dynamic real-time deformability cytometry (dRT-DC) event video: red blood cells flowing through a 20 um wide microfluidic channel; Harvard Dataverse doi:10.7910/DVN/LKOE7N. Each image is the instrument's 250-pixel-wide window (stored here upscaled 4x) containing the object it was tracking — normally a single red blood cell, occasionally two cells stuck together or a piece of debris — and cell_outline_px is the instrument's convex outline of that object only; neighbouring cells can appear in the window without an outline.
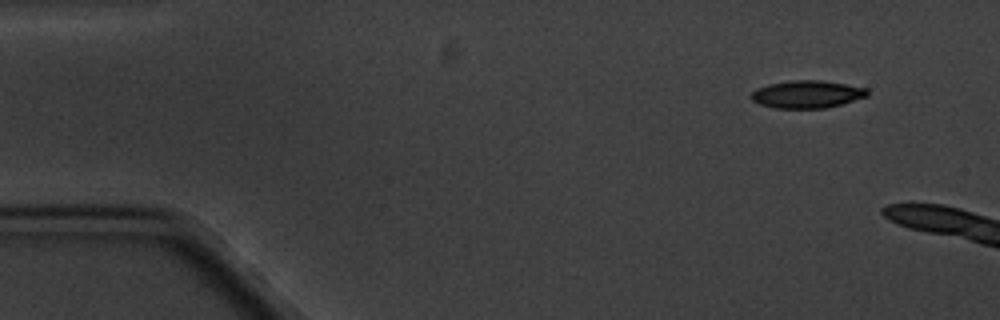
{"species": "common noctule bat (a hibernating species)", "species_latin": "Nyctalus noctula", "temperature_condition": "cold", "stored_images_in_passage": 4, "camera_frame_rate_fps": 3000, "um_per_image_px": 0.085, "animal": {"sex": "male", "body_mass_g": 20.1, "forearm_length_mm": 53.5}, "frame": {"image": 1, "passage_image": 1, "time_ms": 0.0, "image_size_px": [1000, 320], "cell_outline_px": [[868, 96], [840, 104], [824, 108], [776, 108], [760, 104], [752, 100], [748, 96], [756, 88], [768, 84], [788, 80], [824, 80], [868, 88]], "centroid_in_image_um": [68.57, 8.0], "position_along_channel_um": 16.4, "area_um2": 18.79}}